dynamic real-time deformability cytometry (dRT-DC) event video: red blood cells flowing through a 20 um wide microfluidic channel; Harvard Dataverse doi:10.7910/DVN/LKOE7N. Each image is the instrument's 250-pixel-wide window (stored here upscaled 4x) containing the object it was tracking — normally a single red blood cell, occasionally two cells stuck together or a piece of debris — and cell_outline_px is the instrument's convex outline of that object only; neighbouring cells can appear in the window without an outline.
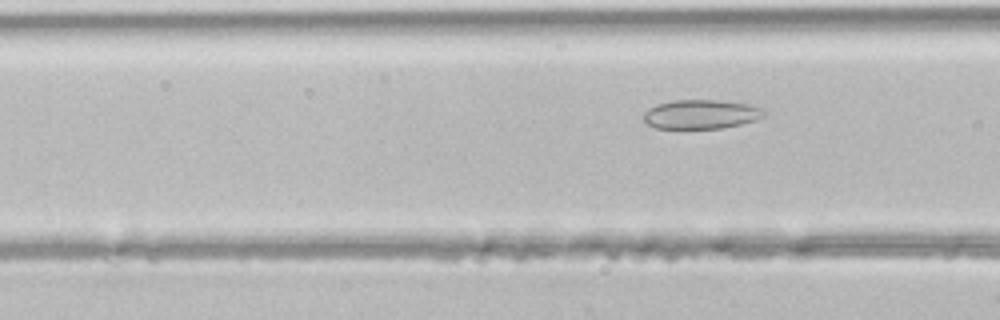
{"species": "common noctule bat (a hibernating species)", "species_latin": "Nyctalus noctula", "temperature_condition": "room temperature", "stored_images_in_passage": 4, "camera_frame_rate_fps": 3000, "um_per_image_px": 0.085, "animal": {"sex": "male", "body_mass_g": 21.5, "forearm_length_mm": 52.0}, "frame": {"image": 1, "passage_image": 4, "time_ms": 1.0, "image_size_px": [1000, 320], "cell_outline_px": [[768, 112], [764, 116], [756, 120], [740, 124], [720, 128], [656, 128], [648, 124], [644, 120], [644, 112], [648, 108], [656, 104], [672, 100], [720, 100], [748, 104], [768, 108]], "centroid_in_image_um": [59.64, 9.7], "position_along_channel_um": 107.0, "area_um2": 20.69}}